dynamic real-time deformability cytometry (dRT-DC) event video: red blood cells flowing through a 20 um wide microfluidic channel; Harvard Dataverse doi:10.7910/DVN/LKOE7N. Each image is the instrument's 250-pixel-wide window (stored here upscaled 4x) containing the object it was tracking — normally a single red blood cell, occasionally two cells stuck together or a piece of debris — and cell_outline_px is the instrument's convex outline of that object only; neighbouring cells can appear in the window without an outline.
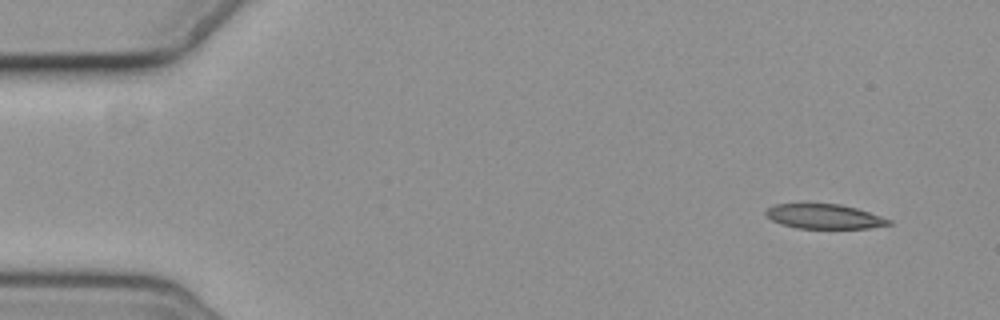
{"species": "common noctule bat (a hibernating species)", "species_latin": "Nyctalus noctula", "temperature_condition": "cold", "stored_images_in_passage": 4, "segment_of_instrument_passage": [2, 2], "camera_frame_rate_fps": 3000, "um_per_image_px": 0.085, "animal": {"sex": "female", "body_mass_g": 19.3, "forearm_length_mm": 54.1}, "frame": {"image": 1, "passage_image": 4, "time_ms": 5.0, "image_size_px": [1000, 320], "cell_outline_px": [[892, 224], [868, 228], [796, 228], [772, 220], [764, 212], [768, 208], [776, 204], [804, 200], [840, 204], [856, 208], [892, 220]], "centroid_in_image_um": [70.0, 18.34], "position_along_channel_um": 15.0, "area_um2": 18.26}}